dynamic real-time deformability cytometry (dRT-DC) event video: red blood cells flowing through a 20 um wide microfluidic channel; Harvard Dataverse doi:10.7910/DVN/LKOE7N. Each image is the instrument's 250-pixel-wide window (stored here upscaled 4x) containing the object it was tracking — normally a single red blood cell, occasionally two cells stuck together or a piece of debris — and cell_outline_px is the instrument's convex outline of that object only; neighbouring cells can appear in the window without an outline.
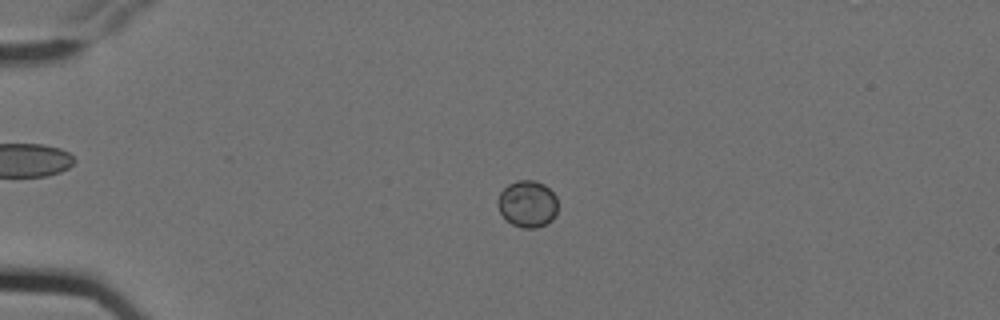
{"species": "Egyptian fruit bat (a non-hibernating species)", "species_latin": "Rousettus aegyptiacus", "temperature_condition": "cold", "stored_images_in_passage": 6, "camera_frame_rate_fps": 3000, "um_per_image_px": 0.085, "animal": {"sex": "female"}, "frame": {"image": 1, "passage_image": 4, "time_ms": 1.0, "image_size_px": [1000, 320], "cell_outline_px": [[556, 212], [552, 220], [536, 228], [524, 228], [512, 224], [500, 212], [496, 200], [500, 192], [508, 184], [516, 180], [536, 180], [544, 184], [556, 196]], "centroid_in_image_um": [44.82, 17.31], "position_along_channel_um": 40.2, "area_um2": 16.3}}
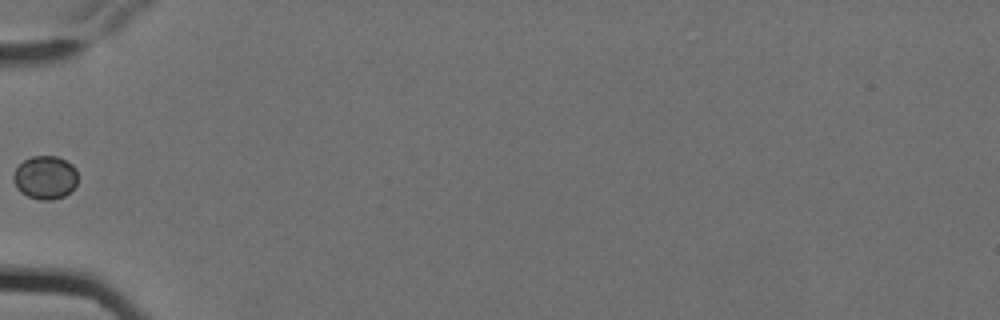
{"frame": {"image": 2, "passage_image": 6, "time_ms": 1.667, "image_size_px": [1000, 320], "cell_outline_px": [[76, 184], [64, 196], [52, 200], [40, 200], [28, 196], [20, 192], [16, 188], [12, 176], [16, 168], [24, 160], [32, 156], [56, 156], [72, 164], [76, 168]], "centroid_in_image_um": [3.81, 15.08], "position_along_channel_um": 81.2, "area_um2": 16.18}}